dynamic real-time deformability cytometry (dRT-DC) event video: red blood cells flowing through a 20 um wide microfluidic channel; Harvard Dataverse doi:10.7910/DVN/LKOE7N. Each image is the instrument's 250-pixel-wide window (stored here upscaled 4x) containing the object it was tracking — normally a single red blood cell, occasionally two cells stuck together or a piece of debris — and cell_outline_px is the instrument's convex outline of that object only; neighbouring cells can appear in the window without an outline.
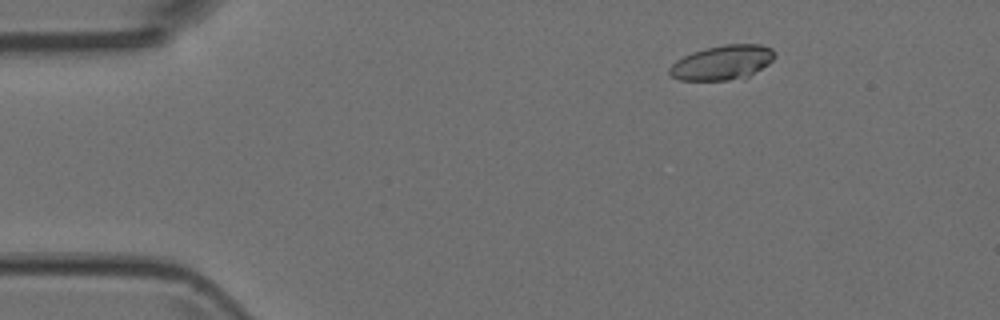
{"species": "Egyptian fruit bat (a non-hibernating species)", "species_latin": "Rousettus aegyptiacus", "temperature_condition": "room temperature", "stored_images_in_passage": 6, "camera_frame_rate_fps": 3000, "um_per_image_px": 0.085, "animal": {"sex": "female"}, "frame": {"image": 1, "passage_image": 3, "time_ms": 0.667, "image_size_px": [1000, 320], "cell_outline_px": [[776, 56], [768, 64], [744, 80], [680, 80], [672, 76], [668, 72], [668, 68], [676, 60], [692, 52], [704, 48], [724, 44], [760, 44], [772, 48], [776, 52]], "centroid_in_image_um": [61.43, 5.32], "position_along_channel_um": 23.6, "area_um2": 21.56}}
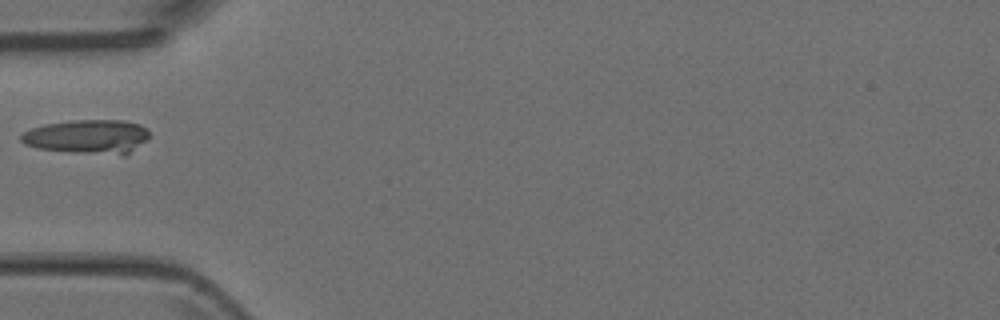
{"frame": {"image": 2, "passage_image": 6, "time_ms": 1.667, "image_size_px": [1000, 320], "cell_outline_px": [[148, 136], [144, 140], [124, 156], [40, 148], [24, 144], [20, 140], [20, 136], [24, 132], [32, 128], [44, 124], [72, 120], [124, 120], [140, 124], [148, 132]], "centroid_in_image_um": [7.43, 11.6], "position_along_channel_um": 77.6, "area_um2": 25.03}}